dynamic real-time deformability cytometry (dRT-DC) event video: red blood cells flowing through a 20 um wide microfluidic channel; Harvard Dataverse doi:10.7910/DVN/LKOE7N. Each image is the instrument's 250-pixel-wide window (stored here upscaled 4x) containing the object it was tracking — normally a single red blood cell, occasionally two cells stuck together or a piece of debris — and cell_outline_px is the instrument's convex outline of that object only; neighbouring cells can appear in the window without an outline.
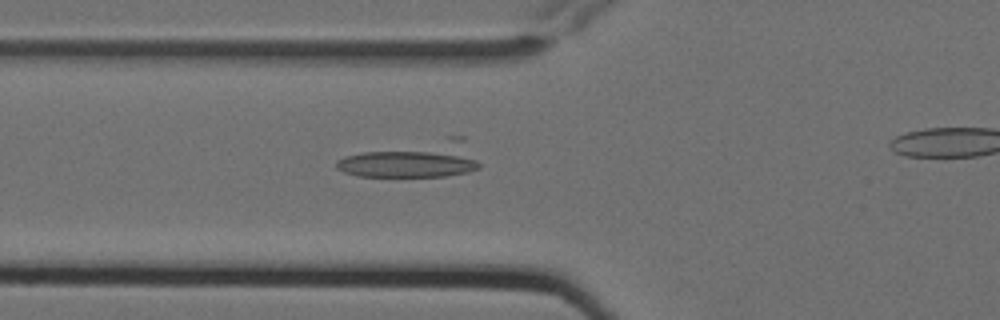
{"species": "Egyptian fruit bat (a non-hibernating species)", "species_latin": "Rousettus aegyptiacus", "temperature_condition": "cold", "stored_images_in_passage": 7, "camera_frame_rate_fps": 3000, "um_per_image_px": 0.085, "animal": {"sex": "female"}, "frame": {"image": 1, "passage_image": 6, "time_ms": 1.667, "image_size_px": [1000, 320], "cell_outline_px": [[480, 168], [468, 172], [444, 176], [356, 176], [344, 172], [336, 168], [336, 160], [344, 156], [364, 152], [448, 136], [464, 136], [480, 164]], "centroid_in_image_um": [35.19, 13.56], "position_along_channel_um": 90.6, "area_um2": 29.88}}